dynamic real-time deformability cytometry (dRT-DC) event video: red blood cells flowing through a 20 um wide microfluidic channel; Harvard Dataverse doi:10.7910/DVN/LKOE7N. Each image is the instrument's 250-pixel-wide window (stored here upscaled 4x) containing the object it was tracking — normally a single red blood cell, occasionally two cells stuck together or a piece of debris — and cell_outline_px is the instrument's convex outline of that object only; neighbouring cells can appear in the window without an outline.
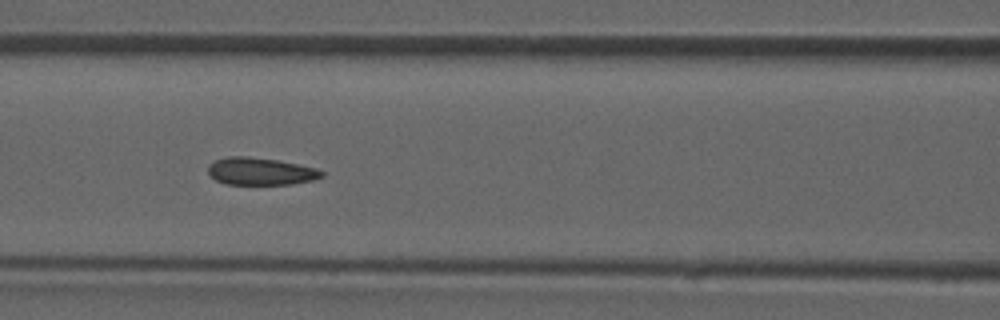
{"species": "common noctule bat (a hibernating species)", "species_latin": "Nyctalus noctula", "temperature_condition": "room temperature", "stored_images_in_passage": 48, "camera_frame_rate_fps": 3000, "um_per_image_px": 0.085, "animal": {"sex": "male", "forearm_length_mm": 52.5}, "frame": {"image": 1, "passage_image": 21, "time_ms": 6.667, "image_size_px": [1000, 320], "cell_outline_px": [[324, 176], [312, 180], [292, 184], [224, 184], [216, 180], [208, 172], [208, 164], [216, 160], [228, 156], [248, 156], [276, 160], [316, 168], [324, 172]], "centroid_in_image_um": [22.13, 14.56], "position_along_channel_um": 144.5, "area_um2": 18.03}}